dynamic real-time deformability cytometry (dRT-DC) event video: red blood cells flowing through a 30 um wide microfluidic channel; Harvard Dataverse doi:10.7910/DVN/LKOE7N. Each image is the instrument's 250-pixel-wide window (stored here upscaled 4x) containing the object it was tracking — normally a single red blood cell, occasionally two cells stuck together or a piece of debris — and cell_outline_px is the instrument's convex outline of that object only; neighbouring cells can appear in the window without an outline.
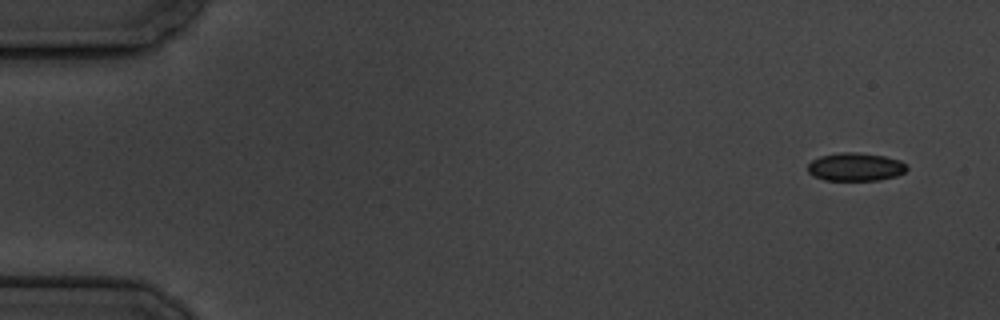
{"species": "common noctule bat (a hibernating species)", "species_latin": "Nyctalus noctula", "temperature_condition": "cold", "stored_images_in_passage": 15, "camera_frame_rate_fps": 3000, "um_per_image_px": 0.085, "animal": {"sex": "male", "body_mass_g": 19.5, "forearm_length_mm": 54.6}, "frame": {"image": 1, "passage_image": 1, "time_ms": 0.0, "image_size_px": [1000, 320], "cell_outline_px": [[908, 168], [904, 172], [896, 176], [880, 180], [824, 180], [812, 176], [808, 172], [808, 164], [812, 160], [820, 156], [840, 152], [860, 152], [884, 156], [900, 160], [908, 164]], "centroid_in_image_um": [72.72, 14.18], "position_along_channel_um": 12.3, "area_um2": 16.47}}
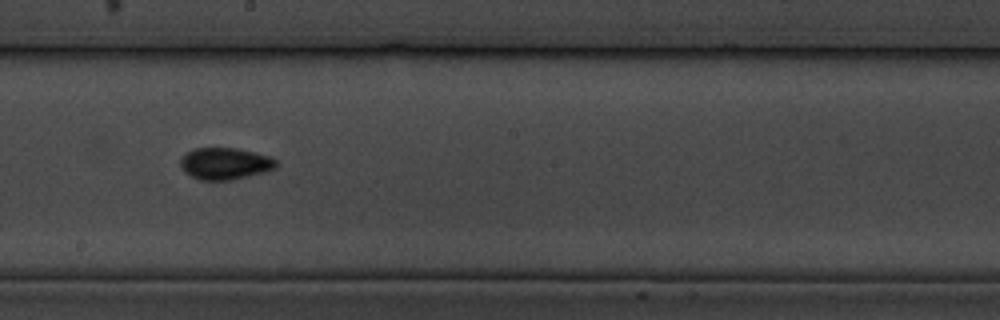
{"frame": {"image": 2, "passage_image": 9, "time_ms": 10.0, "image_size_px": [1000, 320], "cell_outline_px": [[276, 168], [264, 172], [232, 180], [200, 180], [184, 172], [180, 168], [180, 156], [184, 152], [192, 148], [236, 148], [268, 156], [276, 160]], "centroid_in_image_um": [19.05, 13.9], "position_along_channel_um": 229.1, "area_um2": 17.86}}
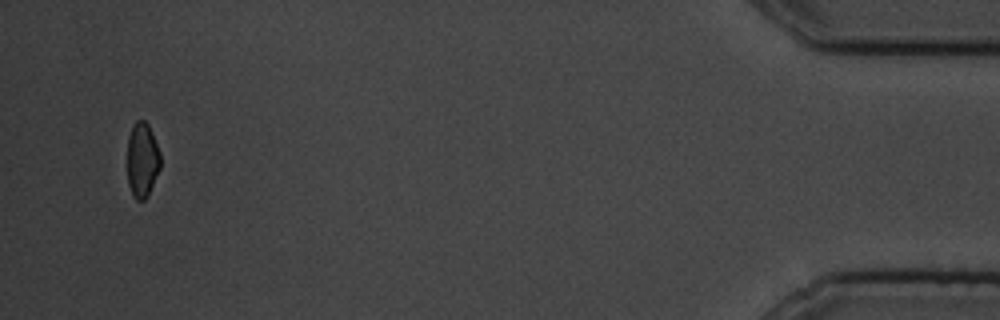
{"frame": {"image": 3, "passage_image": 15, "time_ms": 18.0, "image_size_px": [1000, 320], "cell_outline_px": [[160, 168], [144, 200], [136, 200], [132, 196], [128, 184], [128, 136], [132, 124], [136, 120], [144, 120], [148, 124], [152, 132], [160, 152]], "centroid_in_image_um": [12.08, 13.55], "position_along_channel_um": 423.1, "area_um2": 14.39}, "authors_computed_cell_mechanics": {"area_um2": 16.762, "velocity_mm_per_s": 3.3987, "shape_relaxation_time_tau1_ms": 1.8441, "shape_relaxation_time_tau2_ms": null, "deformation_change_tau1": 0.0561, "deformation_change_tau2": null}}